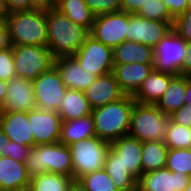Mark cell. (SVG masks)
I'll use <instances>...</instances> for the list:
<instances>
[{
    "mask_svg": "<svg viewBox=\"0 0 191 191\" xmlns=\"http://www.w3.org/2000/svg\"><path fill=\"white\" fill-rule=\"evenodd\" d=\"M47 47L54 58L73 56L90 32L57 9L46 10Z\"/></svg>",
    "mask_w": 191,
    "mask_h": 191,
    "instance_id": "cell-1",
    "label": "cell"
},
{
    "mask_svg": "<svg viewBox=\"0 0 191 191\" xmlns=\"http://www.w3.org/2000/svg\"><path fill=\"white\" fill-rule=\"evenodd\" d=\"M135 102L133 95L126 94L122 99L92 109L95 135L109 143L127 136Z\"/></svg>",
    "mask_w": 191,
    "mask_h": 191,
    "instance_id": "cell-2",
    "label": "cell"
},
{
    "mask_svg": "<svg viewBox=\"0 0 191 191\" xmlns=\"http://www.w3.org/2000/svg\"><path fill=\"white\" fill-rule=\"evenodd\" d=\"M12 46L47 47L46 10L33 9L5 14Z\"/></svg>",
    "mask_w": 191,
    "mask_h": 191,
    "instance_id": "cell-3",
    "label": "cell"
},
{
    "mask_svg": "<svg viewBox=\"0 0 191 191\" xmlns=\"http://www.w3.org/2000/svg\"><path fill=\"white\" fill-rule=\"evenodd\" d=\"M25 166L30 178L45 172L73 178L71 152L69 146L61 142L34 145L29 152Z\"/></svg>",
    "mask_w": 191,
    "mask_h": 191,
    "instance_id": "cell-4",
    "label": "cell"
},
{
    "mask_svg": "<svg viewBox=\"0 0 191 191\" xmlns=\"http://www.w3.org/2000/svg\"><path fill=\"white\" fill-rule=\"evenodd\" d=\"M169 116L155 104L134 103L130 117L129 136L144 141L165 140L166 125Z\"/></svg>",
    "mask_w": 191,
    "mask_h": 191,
    "instance_id": "cell-5",
    "label": "cell"
},
{
    "mask_svg": "<svg viewBox=\"0 0 191 191\" xmlns=\"http://www.w3.org/2000/svg\"><path fill=\"white\" fill-rule=\"evenodd\" d=\"M69 149L73 166V179L78 181L84 175L104 168L110 143L95 135L70 144Z\"/></svg>",
    "mask_w": 191,
    "mask_h": 191,
    "instance_id": "cell-6",
    "label": "cell"
},
{
    "mask_svg": "<svg viewBox=\"0 0 191 191\" xmlns=\"http://www.w3.org/2000/svg\"><path fill=\"white\" fill-rule=\"evenodd\" d=\"M17 77L34 80L54 66L51 51L44 46H12Z\"/></svg>",
    "mask_w": 191,
    "mask_h": 191,
    "instance_id": "cell-7",
    "label": "cell"
},
{
    "mask_svg": "<svg viewBox=\"0 0 191 191\" xmlns=\"http://www.w3.org/2000/svg\"><path fill=\"white\" fill-rule=\"evenodd\" d=\"M186 41L173 29L153 48V70L172 75H182L186 57Z\"/></svg>",
    "mask_w": 191,
    "mask_h": 191,
    "instance_id": "cell-8",
    "label": "cell"
},
{
    "mask_svg": "<svg viewBox=\"0 0 191 191\" xmlns=\"http://www.w3.org/2000/svg\"><path fill=\"white\" fill-rule=\"evenodd\" d=\"M129 13L111 12L95 16L90 35L112 49L128 41Z\"/></svg>",
    "mask_w": 191,
    "mask_h": 191,
    "instance_id": "cell-9",
    "label": "cell"
},
{
    "mask_svg": "<svg viewBox=\"0 0 191 191\" xmlns=\"http://www.w3.org/2000/svg\"><path fill=\"white\" fill-rule=\"evenodd\" d=\"M36 107L41 110L57 111L67 90L62 77L56 66L41 73L32 80Z\"/></svg>",
    "mask_w": 191,
    "mask_h": 191,
    "instance_id": "cell-10",
    "label": "cell"
},
{
    "mask_svg": "<svg viewBox=\"0 0 191 191\" xmlns=\"http://www.w3.org/2000/svg\"><path fill=\"white\" fill-rule=\"evenodd\" d=\"M73 57L82 68L93 72L96 76H103L113 71L112 48L105 46L90 34Z\"/></svg>",
    "mask_w": 191,
    "mask_h": 191,
    "instance_id": "cell-11",
    "label": "cell"
},
{
    "mask_svg": "<svg viewBox=\"0 0 191 191\" xmlns=\"http://www.w3.org/2000/svg\"><path fill=\"white\" fill-rule=\"evenodd\" d=\"M34 145L57 143L60 140L62 118L57 111L33 109L28 112Z\"/></svg>",
    "mask_w": 191,
    "mask_h": 191,
    "instance_id": "cell-12",
    "label": "cell"
},
{
    "mask_svg": "<svg viewBox=\"0 0 191 191\" xmlns=\"http://www.w3.org/2000/svg\"><path fill=\"white\" fill-rule=\"evenodd\" d=\"M173 22H161L129 14L128 41L154 48L172 30Z\"/></svg>",
    "mask_w": 191,
    "mask_h": 191,
    "instance_id": "cell-13",
    "label": "cell"
},
{
    "mask_svg": "<svg viewBox=\"0 0 191 191\" xmlns=\"http://www.w3.org/2000/svg\"><path fill=\"white\" fill-rule=\"evenodd\" d=\"M189 178L167 168L153 170L139 177L137 191H185Z\"/></svg>",
    "mask_w": 191,
    "mask_h": 191,
    "instance_id": "cell-14",
    "label": "cell"
},
{
    "mask_svg": "<svg viewBox=\"0 0 191 191\" xmlns=\"http://www.w3.org/2000/svg\"><path fill=\"white\" fill-rule=\"evenodd\" d=\"M36 108L32 80L14 77L7 82L4 106L0 111L29 112Z\"/></svg>",
    "mask_w": 191,
    "mask_h": 191,
    "instance_id": "cell-15",
    "label": "cell"
},
{
    "mask_svg": "<svg viewBox=\"0 0 191 191\" xmlns=\"http://www.w3.org/2000/svg\"><path fill=\"white\" fill-rule=\"evenodd\" d=\"M83 93L92 109L122 99L126 95L112 72L98 76Z\"/></svg>",
    "mask_w": 191,
    "mask_h": 191,
    "instance_id": "cell-16",
    "label": "cell"
},
{
    "mask_svg": "<svg viewBox=\"0 0 191 191\" xmlns=\"http://www.w3.org/2000/svg\"><path fill=\"white\" fill-rule=\"evenodd\" d=\"M0 129L11 142L30 147L34 146L28 112L0 111Z\"/></svg>",
    "mask_w": 191,
    "mask_h": 191,
    "instance_id": "cell-17",
    "label": "cell"
},
{
    "mask_svg": "<svg viewBox=\"0 0 191 191\" xmlns=\"http://www.w3.org/2000/svg\"><path fill=\"white\" fill-rule=\"evenodd\" d=\"M54 65L60 72L67 89L84 91L98 77L93 72L82 68L73 56L55 58Z\"/></svg>",
    "mask_w": 191,
    "mask_h": 191,
    "instance_id": "cell-18",
    "label": "cell"
},
{
    "mask_svg": "<svg viewBox=\"0 0 191 191\" xmlns=\"http://www.w3.org/2000/svg\"><path fill=\"white\" fill-rule=\"evenodd\" d=\"M110 149L119 156L123 167L138 181L142 175V142L127 135L111 142Z\"/></svg>",
    "mask_w": 191,
    "mask_h": 191,
    "instance_id": "cell-19",
    "label": "cell"
},
{
    "mask_svg": "<svg viewBox=\"0 0 191 191\" xmlns=\"http://www.w3.org/2000/svg\"><path fill=\"white\" fill-rule=\"evenodd\" d=\"M153 70V64H114L113 75L127 95H134Z\"/></svg>",
    "mask_w": 191,
    "mask_h": 191,
    "instance_id": "cell-20",
    "label": "cell"
},
{
    "mask_svg": "<svg viewBox=\"0 0 191 191\" xmlns=\"http://www.w3.org/2000/svg\"><path fill=\"white\" fill-rule=\"evenodd\" d=\"M30 177L25 163L0 156V190L21 191L29 188Z\"/></svg>",
    "mask_w": 191,
    "mask_h": 191,
    "instance_id": "cell-21",
    "label": "cell"
},
{
    "mask_svg": "<svg viewBox=\"0 0 191 191\" xmlns=\"http://www.w3.org/2000/svg\"><path fill=\"white\" fill-rule=\"evenodd\" d=\"M174 76L169 73L152 70L138 91L133 95L134 100L141 104H156L167 90L170 80Z\"/></svg>",
    "mask_w": 191,
    "mask_h": 191,
    "instance_id": "cell-22",
    "label": "cell"
},
{
    "mask_svg": "<svg viewBox=\"0 0 191 191\" xmlns=\"http://www.w3.org/2000/svg\"><path fill=\"white\" fill-rule=\"evenodd\" d=\"M113 64H153V48L139 42L124 41L112 49Z\"/></svg>",
    "mask_w": 191,
    "mask_h": 191,
    "instance_id": "cell-23",
    "label": "cell"
},
{
    "mask_svg": "<svg viewBox=\"0 0 191 191\" xmlns=\"http://www.w3.org/2000/svg\"><path fill=\"white\" fill-rule=\"evenodd\" d=\"M190 81L189 76L175 75L171 80L167 90L156 102V106L165 115H171L173 112L185 105L186 84Z\"/></svg>",
    "mask_w": 191,
    "mask_h": 191,
    "instance_id": "cell-24",
    "label": "cell"
},
{
    "mask_svg": "<svg viewBox=\"0 0 191 191\" xmlns=\"http://www.w3.org/2000/svg\"><path fill=\"white\" fill-rule=\"evenodd\" d=\"M95 136L94 120L92 114L76 120H62L60 140L69 146L77 141Z\"/></svg>",
    "mask_w": 191,
    "mask_h": 191,
    "instance_id": "cell-25",
    "label": "cell"
},
{
    "mask_svg": "<svg viewBox=\"0 0 191 191\" xmlns=\"http://www.w3.org/2000/svg\"><path fill=\"white\" fill-rule=\"evenodd\" d=\"M57 113L62 120H76L92 113V108L83 91L67 89Z\"/></svg>",
    "mask_w": 191,
    "mask_h": 191,
    "instance_id": "cell-26",
    "label": "cell"
},
{
    "mask_svg": "<svg viewBox=\"0 0 191 191\" xmlns=\"http://www.w3.org/2000/svg\"><path fill=\"white\" fill-rule=\"evenodd\" d=\"M103 169L119 191H137V180L123 167L119 156L111 149L106 154Z\"/></svg>",
    "mask_w": 191,
    "mask_h": 191,
    "instance_id": "cell-27",
    "label": "cell"
},
{
    "mask_svg": "<svg viewBox=\"0 0 191 191\" xmlns=\"http://www.w3.org/2000/svg\"><path fill=\"white\" fill-rule=\"evenodd\" d=\"M55 9L75 24L81 25L89 32L91 31L95 15L84 0H56Z\"/></svg>",
    "mask_w": 191,
    "mask_h": 191,
    "instance_id": "cell-28",
    "label": "cell"
},
{
    "mask_svg": "<svg viewBox=\"0 0 191 191\" xmlns=\"http://www.w3.org/2000/svg\"><path fill=\"white\" fill-rule=\"evenodd\" d=\"M168 147L161 141L142 142L141 164L142 174L165 168Z\"/></svg>",
    "mask_w": 191,
    "mask_h": 191,
    "instance_id": "cell-29",
    "label": "cell"
},
{
    "mask_svg": "<svg viewBox=\"0 0 191 191\" xmlns=\"http://www.w3.org/2000/svg\"><path fill=\"white\" fill-rule=\"evenodd\" d=\"M73 178L63 174L45 172L30 178L29 191H68Z\"/></svg>",
    "mask_w": 191,
    "mask_h": 191,
    "instance_id": "cell-30",
    "label": "cell"
},
{
    "mask_svg": "<svg viewBox=\"0 0 191 191\" xmlns=\"http://www.w3.org/2000/svg\"><path fill=\"white\" fill-rule=\"evenodd\" d=\"M164 142L168 149H191V128L178 125L169 119Z\"/></svg>",
    "mask_w": 191,
    "mask_h": 191,
    "instance_id": "cell-31",
    "label": "cell"
},
{
    "mask_svg": "<svg viewBox=\"0 0 191 191\" xmlns=\"http://www.w3.org/2000/svg\"><path fill=\"white\" fill-rule=\"evenodd\" d=\"M78 181L86 191H119L104 169L88 173Z\"/></svg>",
    "mask_w": 191,
    "mask_h": 191,
    "instance_id": "cell-32",
    "label": "cell"
},
{
    "mask_svg": "<svg viewBox=\"0 0 191 191\" xmlns=\"http://www.w3.org/2000/svg\"><path fill=\"white\" fill-rule=\"evenodd\" d=\"M165 168L191 177V149H169Z\"/></svg>",
    "mask_w": 191,
    "mask_h": 191,
    "instance_id": "cell-33",
    "label": "cell"
},
{
    "mask_svg": "<svg viewBox=\"0 0 191 191\" xmlns=\"http://www.w3.org/2000/svg\"><path fill=\"white\" fill-rule=\"evenodd\" d=\"M139 17L161 22H173L174 18L162 0H146L144 6L136 13Z\"/></svg>",
    "mask_w": 191,
    "mask_h": 191,
    "instance_id": "cell-34",
    "label": "cell"
},
{
    "mask_svg": "<svg viewBox=\"0 0 191 191\" xmlns=\"http://www.w3.org/2000/svg\"><path fill=\"white\" fill-rule=\"evenodd\" d=\"M17 77L12 48L0 51V80L9 81Z\"/></svg>",
    "mask_w": 191,
    "mask_h": 191,
    "instance_id": "cell-35",
    "label": "cell"
},
{
    "mask_svg": "<svg viewBox=\"0 0 191 191\" xmlns=\"http://www.w3.org/2000/svg\"><path fill=\"white\" fill-rule=\"evenodd\" d=\"M95 16L121 11V0H84Z\"/></svg>",
    "mask_w": 191,
    "mask_h": 191,
    "instance_id": "cell-36",
    "label": "cell"
},
{
    "mask_svg": "<svg viewBox=\"0 0 191 191\" xmlns=\"http://www.w3.org/2000/svg\"><path fill=\"white\" fill-rule=\"evenodd\" d=\"M172 29L186 42L191 41V9L174 18Z\"/></svg>",
    "mask_w": 191,
    "mask_h": 191,
    "instance_id": "cell-37",
    "label": "cell"
},
{
    "mask_svg": "<svg viewBox=\"0 0 191 191\" xmlns=\"http://www.w3.org/2000/svg\"><path fill=\"white\" fill-rule=\"evenodd\" d=\"M32 147L21 145L17 142L7 141L6 153H2L1 156L11 157L12 159L25 163Z\"/></svg>",
    "mask_w": 191,
    "mask_h": 191,
    "instance_id": "cell-38",
    "label": "cell"
},
{
    "mask_svg": "<svg viewBox=\"0 0 191 191\" xmlns=\"http://www.w3.org/2000/svg\"><path fill=\"white\" fill-rule=\"evenodd\" d=\"M169 119L181 126L191 128V104H185L169 115Z\"/></svg>",
    "mask_w": 191,
    "mask_h": 191,
    "instance_id": "cell-39",
    "label": "cell"
},
{
    "mask_svg": "<svg viewBox=\"0 0 191 191\" xmlns=\"http://www.w3.org/2000/svg\"><path fill=\"white\" fill-rule=\"evenodd\" d=\"M5 14L35 9L30 0H2Z\"/></svg>",
    "mask_w": 191,
    "mask_h": 191,
    "instance_id": "cell-40",
    "label": "cell"
},
{
    "mask_svg": "<svg viewBox=\"0 0 191 191\" xmlns=\"http://www.w3.org/2000/svg\"><path fill=\"white\" fill-rule=\"evenodd\" d=\"M170 15L175 18L187 10V0H162Z\"/></svg>",
    "mask_w": 191,
    "mask_h": 191,
    "instance_id": "cell-41",
    "label": "cell"
},
{
    "mask_svg": "<svg viewBox=\"0 0 191 191\" xmlns=\"http://www.w3.org/2000/svg\"><path fill=\"white\" fill-rule=\"evenodd\" d=\"M12 48L9 28L5 17L0 19V51Z\"/></svg>",
    "mask_w": 191,
    "mask_h": 191,
    "instance_id": "cell-42",
    "label": "cell"
},
{
    "mask_svg": "<svg viewBox=\"0 0 191 191\" xmlns=\"http://www.w3.org/2000/svg\"><path fill=\"white\" fill-rule=\"evenodd\" d=\"M146 0H121V11H125L129 14H136Z\"/></svg>",
    "mask_w": 191,
    "mask_h": 191,
    "instance_id": "cell-43",
    "label": "cell"
},
{
    "mask_svg": "<svg viewBox=\"0 0 191 191\" xmlns=\"http://www.w3.org/2000/svg\"><path fill=\"white\" fill-rule=\"evenodd\" d=\"M186 57L182 65V75L191 77V41L186 43Z\"/></svg>",
    "mask_w": 191,
    "mask_h": 191,
    "instance_id": "cell-44",
    "label": "cell"
},
{
    "mask_svg": "<svg viewBox=\"0 0 191 191\" xmlns=\"http://www.w3.org/2000/svg\"><path fill=\"white\" fill-rule=\"evenodd\" d=\"M35 9L49 10L54 9L56 0H30Z\"/></svg>",
    "mask_w": 191,
    "mask_h": 191,
    "instance_id": "cell-45",
    "label": "cell"
},
{
    "mask_svg": "<svg viewBox=\"0 0 191 191\" xmlns=\"http://www.w3.org/2000/svg\"><path fill=\"white\" fill-rule=\"evenodd\" d=\"M7 81L0 80V109L4 106V100L6 97Z\"/></svg>",
    "mask_w": 191,
    "mask_h": 191,
    "instance_id": "cell-46",
    "label": "cell"
},
{
    "mask_svg": "<svg viewBox=\"0 0 191 191\" xmlns=\"http://www.w3.org/2000/svg\"><path fill=\"white\" fill-rule=\"evenodd\" d=\"M8 137L0 129V156L2 153H6Z\"/></svg>",
    "mask_w": 191,
    "mask_h": 191,
    "instance_id": "cell-47",
    "label": "cell"
},
{
    "mask_svg": "<svg viewBox=\"0 0 191 191\" xmlns=\"http://www.w3.org/2000/svg\"><path fill=\"white\" fill-rule=\"evenodd\" d=\"M68 191H86L79 181H73L68 188Z\"/></svg>",
    "mask_w": 191,
    "mask_h": 191,
    "instance_id": "cell-48",
    "label": "cell"
},
{
    "mask_svg": "<svg viewBox=\"0 0 191 191\" xmlns=\"http://www.w3.org/2000/svg\"><path fill=\"white\" fill-rule=\"evenodd\" d=\"M184 100L185 104H191V77L190 81L186 84V96Z\"/></svg>",
    "mask_w": 191,
    "mask_h": 191,
    "instance_id": "cell-49",
    "label": "cell"
},
{
    "mask_svg": "<svg viewBox=\"0 0 191 191\" xmlns=\"http://www.w3.org/2000/svg\"><path fill=\"white\" fill-rule=\"evenodd\" d=\"M5 17L4 5L2 0H0V19Z\"/></svg>",
    "mask_w": 191,
    "mask_h": 191,
    "instance_id": "cell-50",
    "label": "cell"
},
{
    "mask_svg": "<svg viewBox=\"0 0 191 191\" xmlns=\"http://www.w3.org/2000/svg\"><path fill=\"white\" fill-rule=\"evenodd\" d=\"M185 191H191V177L189 178L188 185Z\"/></svg>",
    "mask_w": 191,
    "mask_h": 191,
    "instance_id": "cell-51",
    "label": "cell"
},
{
    "mask_svg": "<svg viewBox=\"0 0 191 191\" xmlns=\"http://www.w3.org/2000/svg\"><path fill=\"white\" fill-rule=\"evenodd\" d=\"M187 9H191V0H187Z\"/></svg>",
    "mask_w": 191,
    "mask_h": 191,
    "instance_id": "cell-52",
    "label": "cell"
}]
</instances>
